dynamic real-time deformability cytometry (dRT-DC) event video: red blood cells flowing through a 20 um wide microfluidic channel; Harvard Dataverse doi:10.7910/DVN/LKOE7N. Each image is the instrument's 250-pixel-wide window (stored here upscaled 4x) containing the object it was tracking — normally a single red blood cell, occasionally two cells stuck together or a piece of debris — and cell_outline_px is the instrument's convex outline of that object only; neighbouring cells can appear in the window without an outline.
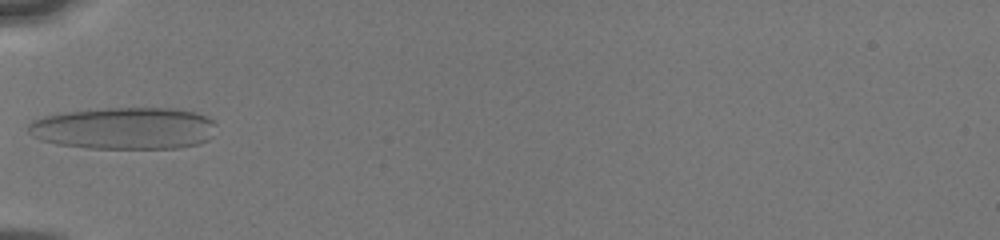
{"species": "human", "species_latin": "Homo sapiens", "temperature_condition": "cold", "stored_images_in_passage": 58, "camera_frame_rate_fps": 3000, "um_per_image_px": 0.085, "donor": {"sex": "male"}, "frame": {"image": 1, "passage_image": 1, "time_ms": 0.0, "image_size_px": [1000, 240], "cell_outline_px": [[216, 124], [212, 136], [208, 140], [196, 144], [180, 148], [88, 148], [56, 144], [32, 136], [28, 132], [28, 124], [32, 120], [44, 116], [64, 112], [104, 108], [180, 108], [196, 112], [208, 116]], "centroid_in_image_um": [10.59, 10.89], "position_along_channel_um": 74.4, "area_um2": 46.36}}
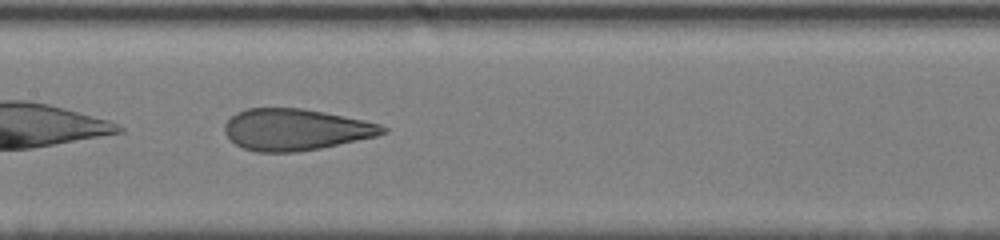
{"frame": {"image": 2, "passage_image": 18, "time_ms": 2.667, "image_size_px": [1000, 240], "cell_outline_px": [[388, 132], [376, 136], [320, 148], [296, 152], [256, 152], [244, 148], [236, 144], [224, 132], [224, 124], [236, 112], [244, 108], [300, 108], [324, 112], [364, 120], [380, 124], [388, 128]], "centroid_in_image_um": [25.12, 11.01], "position_along_channel_um": 182.3, "area_um2": 38.15}}
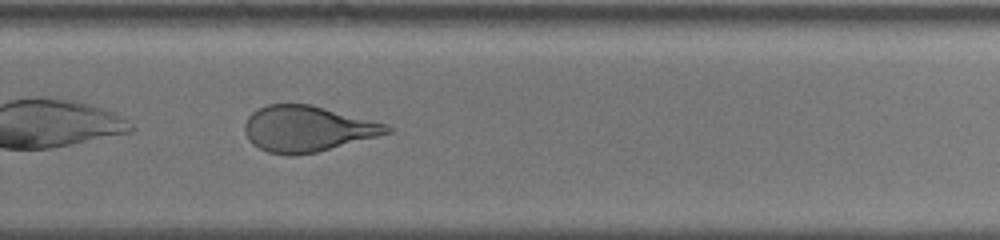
{"frame": {"image": 3, "passage_image": 38, "time_ms": 5.667, "image_size_px": [1000, 240], "cell_outline_px": [[392, 132], [316, 152], [296, 156], [288, 156], [268, 152], [252, 144], [248, 140], [244, 132], [244, 124], [248, 116], [252, 112], [268, 104], [312, 104], [388, 124], [392, 128]], "centroid_in_image_um": [26.1, 10.94], "position_along_channel_um": 303.7, "area_um2": 38.09}, "authors_computed_cell_mechanics": {"area_um2": 39.2462, "velocity_mm_per_s": 4.0585, "shape_relaxation_time_tau1_ms": 5.2075, "shape_relaxation_time_tau2_ms": 0.9943, "deformation_change_tau1": 0.1894, "deformation_change_tau2": 0.0947}}